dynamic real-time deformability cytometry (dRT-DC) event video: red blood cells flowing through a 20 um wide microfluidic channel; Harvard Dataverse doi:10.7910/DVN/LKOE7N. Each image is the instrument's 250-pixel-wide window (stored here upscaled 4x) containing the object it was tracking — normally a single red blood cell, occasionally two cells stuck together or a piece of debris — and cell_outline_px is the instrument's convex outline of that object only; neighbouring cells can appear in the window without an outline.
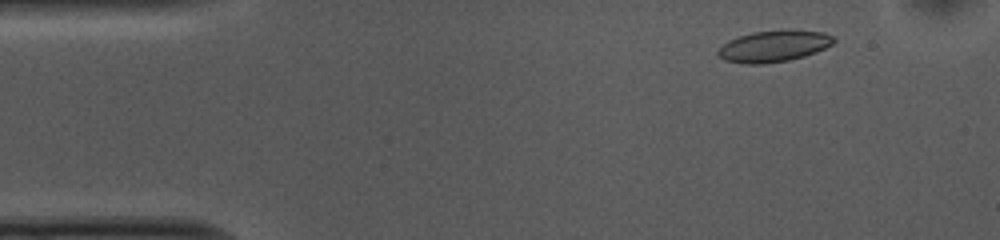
{"species": "common noctule bat (a hibernating species)", "species_latin": "Nyctalus noctula", "temperature_condition": "cold", "stored_images_in_passage": 52, "camera_frame_rate_fps": 3000, "um_per_image_px": 0.085, "animal": {"sex": "female", "body_mass_g": 10.0, "forearm_length_mm": 53.1}, "frame": {"image": 1, "passage_image": 5, "time_ms": 1.333, "image_size_px": [1000, 240], "cell_outline_px": [[836, 40], [832, 44], [816, 52], [804, 56], [788, 60], [764, 64], [744, 64], [724, 60], [716, 52], [728, 40], [752, 32], [824, 32], [836, 36]], "centroid_in_image_um": [65.76, 3.96], "position_along_channel_um": 19.2, "area_um2": 20.52}}
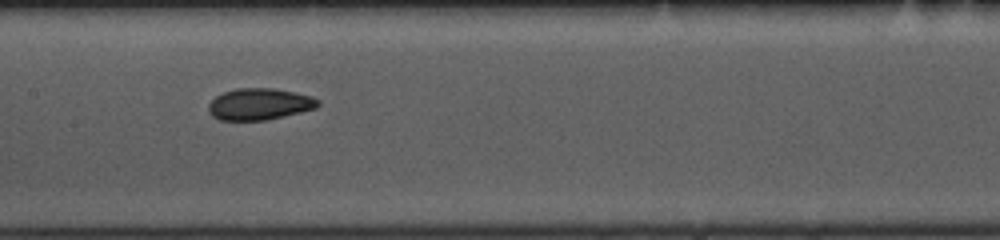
{"frame": {"image": 2, "passage_image": 24, "time_ms": 7.667, "image_size_px": [1000, 240], "cell_outline_px": [[320, 104], [316, 108], [268, 120], [220, 120], [212, 116], [208, 112], [208, 104], [216, 96], [224, 92], [236, 88], [276, 88], [296, 92], [312, 96], [320, 100]], "centroid_in_image_um": [22.07, 8.84], "position_along_channel_um": 185.3, "area_um2": 20.35}}
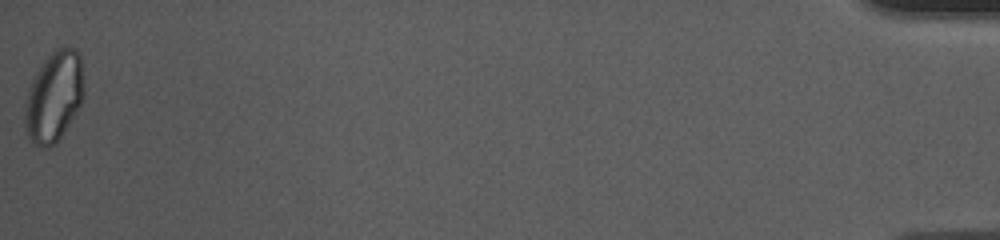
{"frame": {"image": 3, "passage_image": 52, "time_ms": 17.0, "image_size_px": [1000, 240], "cell_outline_px": [[84, 96], [76, 112], [64, 132], [56, 144], [48, 148], [36, 144], [28, 136], [24, 128], [24, 112], [28, 88], [36, 72], [44, 60], [56, 48], [76, 48], [80, 56], [84, 80]], "centroid_in_image_um": [4.59, 8.22], "position_along_channel_um": 430.6, "area_um2": 31.15}, "authors_computed_cell_mechanics": {"area_um2": 20.808, "velocity_mm_per_s": 3.7283, "shape_relaxation_time_tau1_ms": null, "shape_relaxation_time_tau2_ms": 1.929, "deformation_change_tau1": null, "deformation_change_tau2": 0.063}}